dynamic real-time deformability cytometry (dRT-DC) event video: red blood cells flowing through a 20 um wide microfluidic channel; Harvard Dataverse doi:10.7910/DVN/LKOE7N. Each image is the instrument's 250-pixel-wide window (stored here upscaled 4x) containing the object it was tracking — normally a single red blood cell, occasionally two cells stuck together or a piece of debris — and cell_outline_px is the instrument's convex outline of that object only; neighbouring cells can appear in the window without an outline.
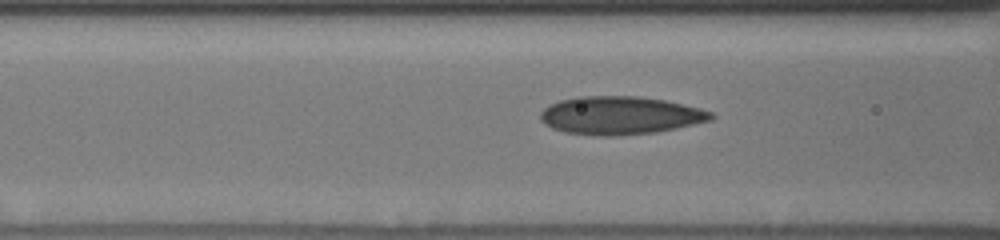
{"species": "human", "species_latin": "Homo sapiens", "temperature_condition": "cold", "stored_images_in_passage": 12, "camera_frame_rate_fps": 3000, "um_per_image_px": 0.085, "donor": {"sex": "male"}, "frame": {"image": 1, "passage_image": 6, "time_ms": 1.667, "image_size_px": [1000, 240], "cell_outline_px": [[716, 116], [712, 120], [676, 128], [656, 132], [616, 136], [596, 136], [564, 132], [552, 128], [544, 124], [540, 120], [540, 112], [548, 104], [560, 100], [576, 96], [640, 96], [664, 100], [700, 108], [712, 112]], "centroid_in_image_um": [52.68, 9.81], "position_along_channel_um": 113.9, "area_um2": 38.21}}
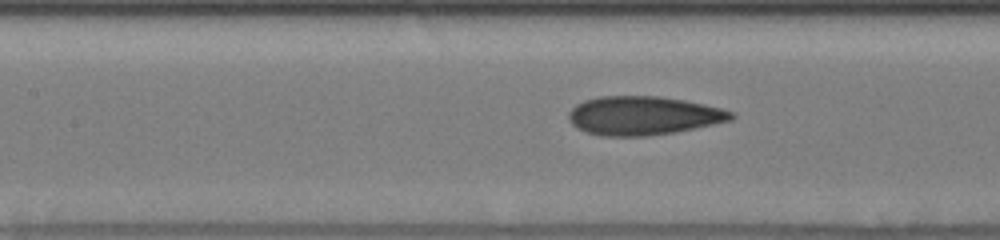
{"frame": {"image": 2, "passage_image": 9, "time_ms": 2.667, "image_size_px": [1000, 240], "cell_outline_px": [[736, 116], [732, 120], [696, 128], [676, 132], [648, 136], [600, 136], [576, 128], [572, 124], [568, 116], [568, 112], [576, 104], [584, 100], [600, 96], [660, 96], [684, 100], [704, 104], [736, 112]], "centroid_in_image_um": [54.7, 9.83], "position_along_channel_um": 152.7, "area_um2": 36.93}}